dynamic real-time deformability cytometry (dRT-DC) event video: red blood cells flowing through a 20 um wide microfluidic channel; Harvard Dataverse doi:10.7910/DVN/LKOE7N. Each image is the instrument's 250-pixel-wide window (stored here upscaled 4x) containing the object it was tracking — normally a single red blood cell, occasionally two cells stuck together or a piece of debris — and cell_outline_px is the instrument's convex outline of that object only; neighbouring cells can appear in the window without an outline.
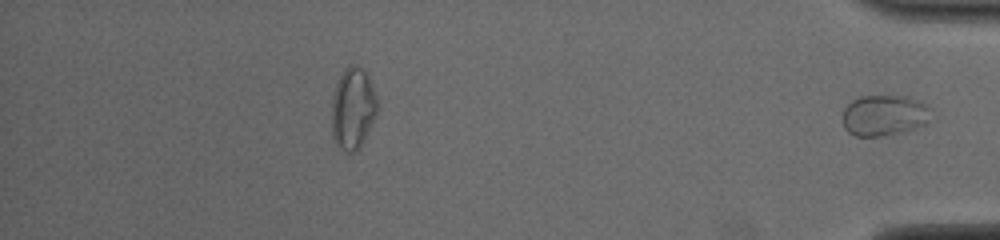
{"species": "common noctule bat (a hibernating species)", "species_latin": "Nyctalus noctula", "temperature_condition": "cold", "stored_images_in_passage": 40, "segment_of_instrument_passage": [2, 2], "camera_frame_rate_fps": 3000, "um_per_image_px": 0.085, "animal": {"sex": "male", "body_mass_g": 19.0, "forearm_length_mm": 50.8}, "frame": {"image": 1, "passage_image": 40, "time_ms": 13.0, "image_size_px": [1000, 240], "cell_outline_px": [[932, 108], [928, 120], [924, 124], [916, 128], [904, 132], [880, 136], [856, 136], [848, 132], [844, 128], [844, 108], [852, 100], [860, 96], [904, 96], [928, 104]], "centroid_in_image_um": [75.18, 9.8], "position_along_channel_um": 360.0, "area_um2": 21.1}}